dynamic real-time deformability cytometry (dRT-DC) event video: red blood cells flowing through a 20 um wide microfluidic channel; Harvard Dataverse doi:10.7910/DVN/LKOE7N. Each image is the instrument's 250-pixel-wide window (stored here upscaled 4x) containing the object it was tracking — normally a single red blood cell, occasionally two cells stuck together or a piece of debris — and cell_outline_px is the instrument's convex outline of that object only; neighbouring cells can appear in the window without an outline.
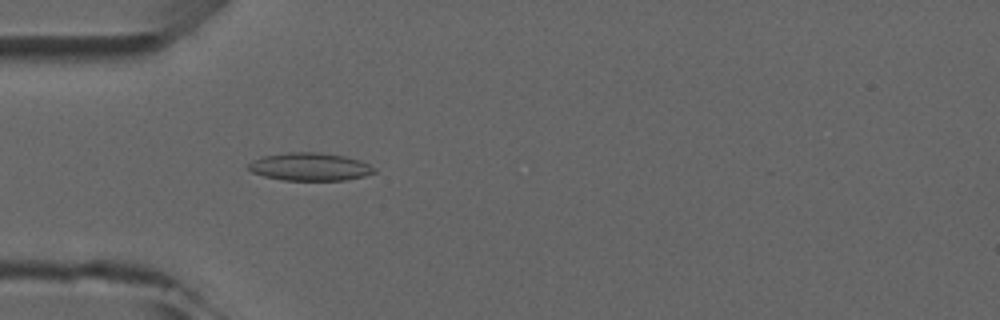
{"species": "common noctule bat (a hibernating species)", "species_latin": "Nyctalus noctula", "temperature_condition": "room temperature", "stored_images_in_passage": 3, "camera_frame_rate_fps": 3000, "um_per_image_px": 0.085, "animal": {"sex": "male", "forearm_length_mm": 52.5}, "frame": {"image": 1, "passage_image": 3, "time_ms": 2.333, "image_size_px": [1000, 320], "cell_outline_px": [[376, 172], [364, 176], [344, 180], [284, 180], [264, 176], [252, 172], [248, 168], [248, 164], [252, 160], [264, 156], [288, 152], [316, 152], [344, 156], [360, 160], [376, 168]], "centroid_in_image_um": [26.35, 14.17], "position_along_channel_um": 58.7, "area_um2": 20.35}}